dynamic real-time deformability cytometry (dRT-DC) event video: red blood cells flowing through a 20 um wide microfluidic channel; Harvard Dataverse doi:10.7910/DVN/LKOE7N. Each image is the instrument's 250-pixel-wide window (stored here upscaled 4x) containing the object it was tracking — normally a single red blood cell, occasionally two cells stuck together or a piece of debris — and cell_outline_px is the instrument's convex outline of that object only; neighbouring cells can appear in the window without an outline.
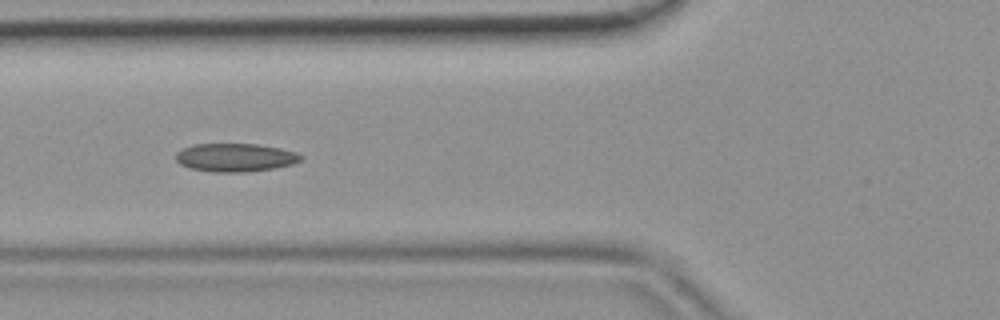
{"species": "common noctule bat (a hibernating species)", "species_latin": "Nyctalus noctula", "temperature_condition": "room temperature", "stored_images_in_passage": 44, "camera_frame_rate_fps": 3000, "um_per_image_px": 0.085, "animal": {"sex": "female", "body_mass_g": 19.9}, "frame": {"image": 1, "passage_image": 15, "time_ms": 4.667, "image_size_px": [1000, 320], "cell_outline_px": [[304, 160], [292, 164], [276, 168], [244, 172], [212, 172], [188, 168], [180, 164], [176, 160], [176, 152], [192, 144], [256, 144], [280, 148], [296, 152], [304, 156]], "centroid_in_image_um": [20.02, 13.39], "position_along_channel_um": 105.8, "area_um2": 20.81}}
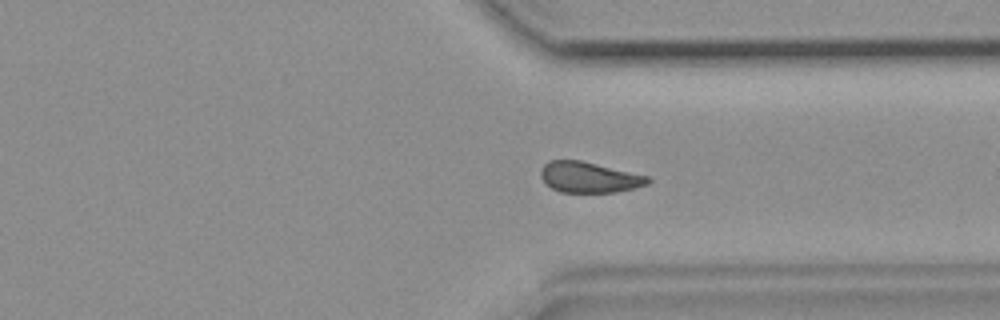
{"frame": {"image": 2, "passage_image": 33, "time_ms": 10.667, "image_size_px": [1000, 320], "cell_outline_px": [[652, 180], [648, 184], [636, 188], [616, 192], [560, 192], [544, 184], [540, 176], [540, 172], [544, 164], [548, 160], [580, 160], [648, 176]], "centroid_in_image_um": [50.05, 15.07], "position_along_channel_um": 361.3, "area_um2": 19.25}}
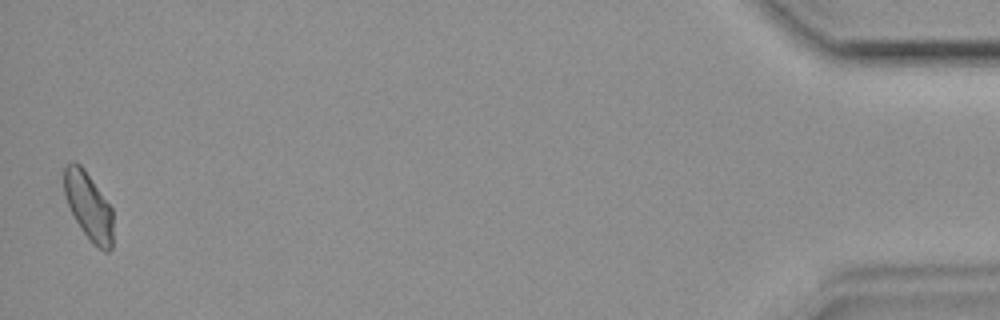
{"frame": {"image": 3, "passage_image": 44, "time_ms": 14.333, "image_size_px": [1000, 320], "cell_outline_px": [[112, 248], [108, 252], [104, 252], [84, 232], [76, 220], [68, 204], [64, 192], [64, 168], [72, 160], [76, 160], [84, 168], [112, 208]], "centroid_in_image_um": [7.53, 17.47], "position_along_channel_um": 427.7, "area_um2": 18.9}}